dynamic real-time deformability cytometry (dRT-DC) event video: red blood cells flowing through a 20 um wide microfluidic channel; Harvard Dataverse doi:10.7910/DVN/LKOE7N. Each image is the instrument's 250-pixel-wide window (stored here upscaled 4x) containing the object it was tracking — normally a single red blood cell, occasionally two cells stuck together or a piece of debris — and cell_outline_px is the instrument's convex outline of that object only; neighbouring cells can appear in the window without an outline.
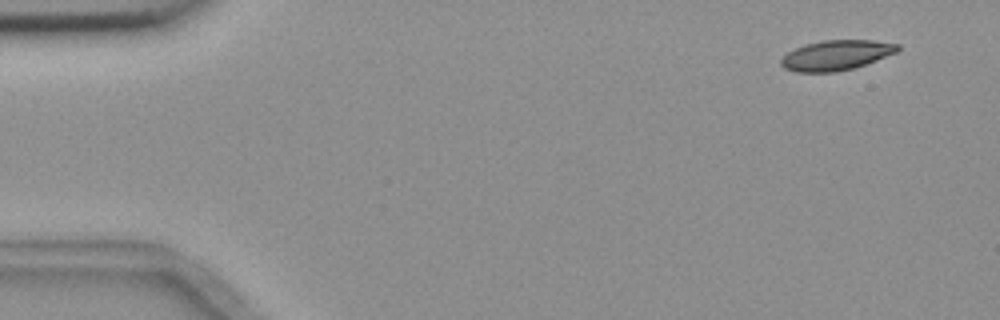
{"species": "common noctule bat (a hibernating species)", "species_latin": "Nyctalus noctula", "temperature_condition": "room temperature", "stored_images_in_passage": 5, "camera_frame_rate_fps": 3000, "um_per_image_px": 0.085, "animal": {"sex": "female", "body_mass_g": 18.4}, "frame": {"image": 1, "passage_image": 2, "time_ms": 1.0, "image_size_px": [1000, 320], "cell_outline_px": [[900, 48], [896, 52], [876, 60], [852, 68], [836, 72], [796, 72], [784, 68], [780, 64], [780, 60], [788, 52], [796, 48], [808, 44], [824, 40], [872, 40], [900, 44]], "centroid_in_image_um": [71.07, 4.69], "position_along_channel_um": 13.9, "area_um2": 20.17}}
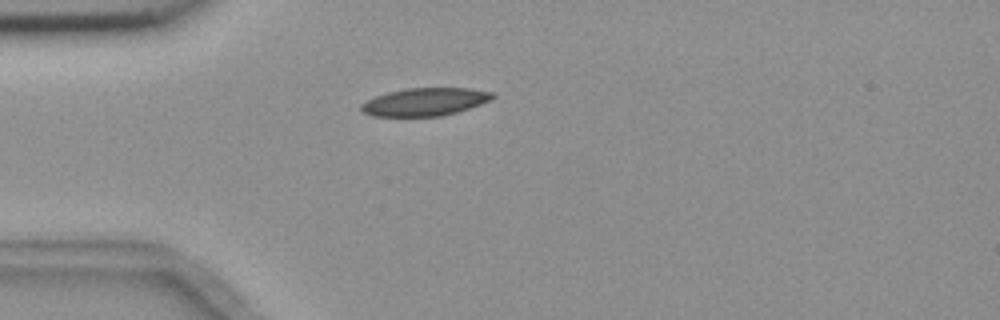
{"frame": {"image": 2, "passage_image": 5, "time_ms": 4.667, "image_size_px": [1000, 320], "cell_outline_px": [[496, 96], [492, 100], [456, 112], [440, 116], [372, 116], [364, 112], [360, 108], [360, 104], [376, 96], [388, 92], [408, 88], [472, 88], [496, 92]], "centroid_in_image_um": [36.17, 8.65], "position_along_channel_um": 48.8, "area_um2": 21.33}}